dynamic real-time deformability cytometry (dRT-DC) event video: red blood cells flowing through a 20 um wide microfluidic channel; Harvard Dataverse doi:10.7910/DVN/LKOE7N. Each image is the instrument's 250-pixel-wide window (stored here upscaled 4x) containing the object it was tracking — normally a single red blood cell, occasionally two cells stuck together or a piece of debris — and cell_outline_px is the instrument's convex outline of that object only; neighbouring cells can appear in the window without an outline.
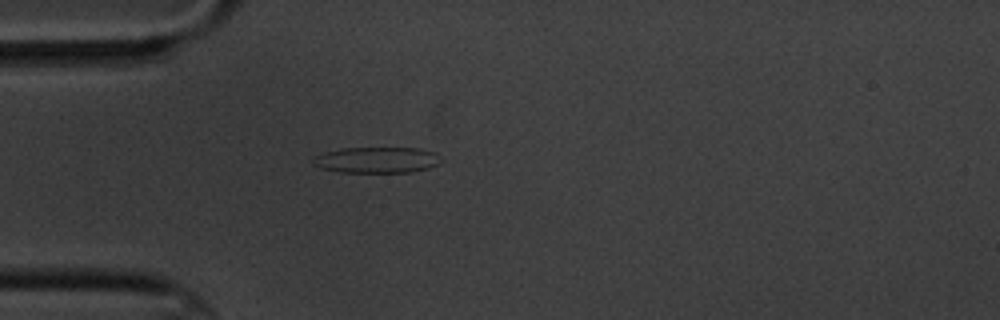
{"species": "common noctule bat (a hibernating species)", "species_latin": "Nyctalus noctula", "temperature_condition": "cold", "stored_images_in_passage": 2, "camera_frame_rate_fps": 3000, "um_per_image_px": 0.085, "animal": {"sex": "male", "body_mass_g": 20.1, "forearm_length_mm": 53.5}, "frame": {"image": 1, "passage_image": 2, "time_ms": 1.333, "image_size_px": [1000, 320], "cell_outline_px": [[444, 160], [440, 164], [428, 168], [412, 172], [340, 172], [320, 168], [312, 164], [312, 160], [316, 156], [324, 152], [340, 148], [420, 148], [436, 152]], "centroid_in_image_um": [32.07, 13.59], "position_along_channel_um": 52.9, "area_um2": 19.65}}